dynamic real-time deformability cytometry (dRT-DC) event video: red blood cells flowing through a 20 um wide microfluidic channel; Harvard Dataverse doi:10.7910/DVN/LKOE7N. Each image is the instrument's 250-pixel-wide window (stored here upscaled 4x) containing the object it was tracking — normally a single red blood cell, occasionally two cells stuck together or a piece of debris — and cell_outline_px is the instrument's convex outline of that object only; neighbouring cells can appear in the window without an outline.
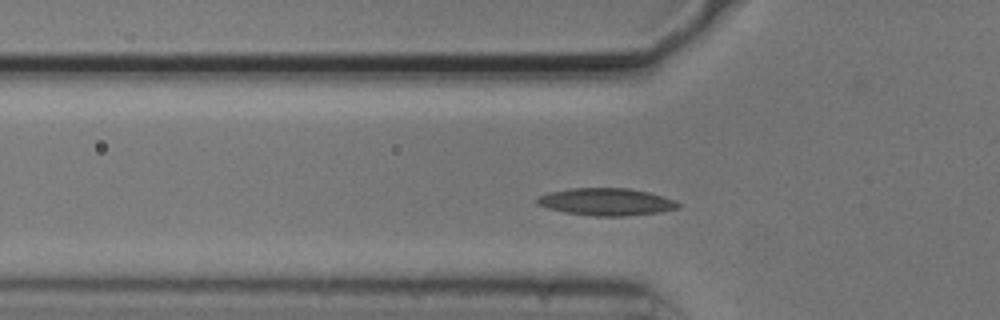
{"species": "common noctule bat (a hibernating species)", "species_latin": "Nyctalus noctula", "temperature_condition": "cold", "stored_images_in_passage": 45, "camera_frame_rate_fps": 3000, "um_per_image_px": 0.085, "animal": {"sex": "male", "body_mass_g": 20.5, "forearm_length_mm": 52.5}, "frame": {"image": 1, "passage_image": 7, "time_ms": 2.0, "image_size_px": [1000, 320], "cell_outline_px": [[680, 208], [656, 212], [624, 216], [592, 216], [564, 212], [548, 208], [536, 204], [536, 200], [540, 196], [548, 192], [572, 188], [628, 188], [648, 192], [664, 196], [676, 200], [680, 204]], "centroid_in_image_um": [51.54, 17.15], "position_along_channel_um": 74.3, "area_um2": 22.43}}
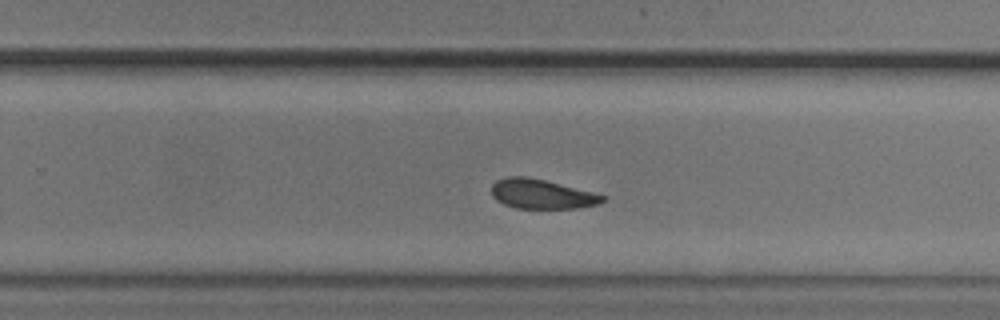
{"frame": {"image": 2, "passage_image": 24, "time_ms": 7.667, "image_size_px": [1000, 320], "cell_outline_px": [[608, 196], [600, 204], [576, 208], [516, 208], [504, 204], [496, 200], [492, 196], [492, 184], [496, 180], [504, 176], [524, 176], [544, 180]], "centroid_in_image_um": [46.02, 16.49], "position_along_channel_um": 283.8, "area_um2": 19.07}}
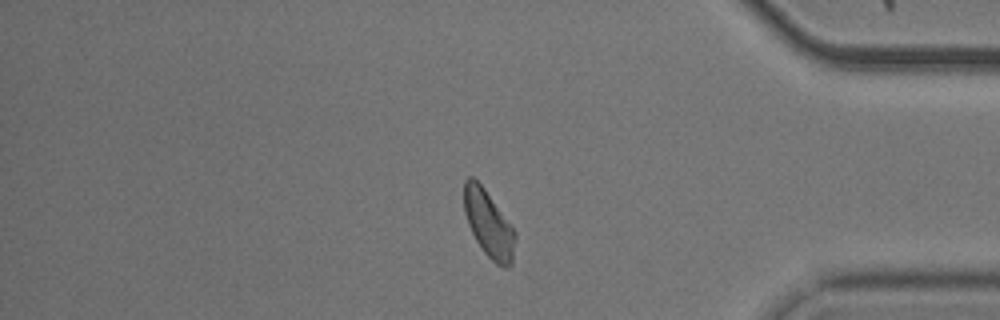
{"frame": {"image": 3, "passage_image": 35, "time_ms": 11.333, "image_size_px": [1000, 320], "cell_outline_px": [[516, 236], [512, 264], [508, 268], [504, 268], [496, 264], [484, 252], [476, 240], [468, 224], [464, 212], [464, 180], [468, 176], [472, 176], [484, 188], [516, 232]], "centroid_in_image_um": [41.53, 19.04], "position_along_channel_um": 393.7, "area_um2": 19.77}, "authors_computed_cell_mechanics": {"area_um2": 20.1722, "velocity_mm_per_s": 3.6901, "shape_relaxation_time_tau1_ms": 2.5079, "shape_relaxation_time_tau2_ms": 4.3308, "deformation_change_tau1": 0.1056, "deformation_change_tau2": 0.1126}}